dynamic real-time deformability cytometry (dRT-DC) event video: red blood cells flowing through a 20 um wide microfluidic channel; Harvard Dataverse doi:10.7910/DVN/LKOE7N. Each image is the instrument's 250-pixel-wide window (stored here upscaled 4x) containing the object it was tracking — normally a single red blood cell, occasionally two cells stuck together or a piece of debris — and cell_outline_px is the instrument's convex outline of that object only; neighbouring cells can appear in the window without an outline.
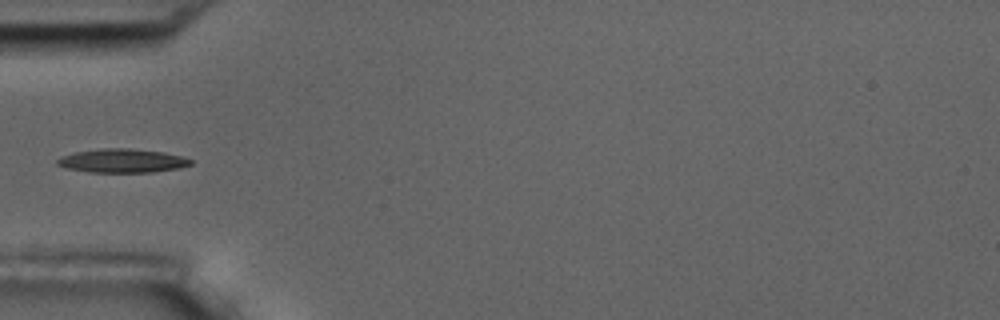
{"species": "common noctule bat (a hibernating species)", "species_latin": "Nyctalus noctula", "temperature_condition": "room temperature", "stored_images_in_passage": 5, "segment_of_instrument_passage": [2, 2], "camera_frame_rate_fps": 3000, "um_per_image_px": 0.085, "animal": {"sex": "male", "body_mass_g": 17.5, "forearm_length_mm": 52.3}, "frame": {"image": 1, "passage_image": 5, "time_ms": 4.667, "image_size_px": [1000, 320], "cell_outline_px": [[192, 164], [180, 168], [152, 172], [88, 172], [68, 168], [56, 164], [56, 160], [60, 156], [76, 152], [100, 148], [128, 148], [164, 152], [180, 156], [192, 160]], "centroid_in_image_um": [10.38, 13.66], "position_along_channel_um": 74.6, "area_um2": 18.44}}